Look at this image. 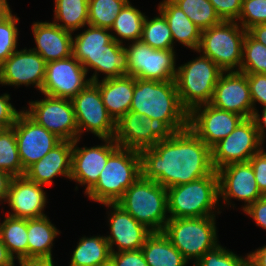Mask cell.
Returning a JSON list of instances; mask_svg holds the SVG:
<instances>
[{
	"mask_svg": "<svg viewBox=\"0 0 266 266\" xmlns=\"http://www.w3.org/2000/svg\"><path fill=\"white\" fill-rule=\"evenodd\" d=\"M141 176L166 189L210 175L211 149L188 127L140 151Z\"/></svg>",
	"mask_w": 266,
	"mask_h": 266,
	"instance_id": "1",
	"label": "cell"
},
{
	"mask_svg": "<svg viewBox=\"0 0 266 266\" xmlns=\"http://www.w3.org/2000/svg\"><path fill=\"white\" fill-rule=\"evenodd\" d=\"M130 111L153 119L167 133L188 128L189 113L181 105L175 80L135 78Z\"/></svg>",
	"mask_w": 266,
	"mask_h": 266,
	"instance_id": "2",
	"label": "cell"
},
{
	"mask_svg": "<svg viewBox=\"0 0 266 266\" xmlns=\"http://www.w3.org/2000/svg\"><path fill=\"white\" fill-rule=\"evenodd\" d=\"M152 232H163L169 218L167 189L140 176L116 202Z\"/></svg>",
	"mask_w": 266,
	"mask_h": 266,
	"instance_id": "3",
	"label": "cell"
},
{
	"mask_svg": "<svg viewBox=\"0 0 266 266\" xmlns=\"http://www.w3.org/2000/svg\"><path fill=\"white\" fill-rule=\"evenodd\" d=\"M140 176V152L119 147L108 158L98 182L87 194L101 204L116 203Z\"/></svg>",
	"mask_w": 266,
	"mask_h": 266,
	"instance_id": "4",
	"label": "cell"
},
{
	"mask_svg": "<svg viewBox=\"0 0 266 266\" xmlns=\"http://www.w3.org/2000/svg\"><path fill=\"white\" fill-rule=\"evenodd\" d=\"M219 180L217 171L186 184L167 188L168 218L215 216Z\"/></svg>",
	"mask_w": 266,
	"mask_h": 266,
	"instance_id": "5",
	"label": "cell"
},
{
	"mask_svg": "<svg viewBox=\"0 0 266 266\" xmlns=\"http://www.w3.org/2000/svg\"><path fill=\"white\" fill-rule=\"evenodd\" d=\"M222 72L204 55L178 67L175 82L181 105L188 113L198 106L210 104Z\"/></svg>",
	"mask_w": 266,
	"mask_h": 266,
	"instance_id": "6",
	"label": "cell"
},
{
	"mask_svg": "<svg viewBox=\"0 0 266 266\" xmlns=\"http://www.w3.org/2000/svg\"><path fill=\"white\" fill-rule=\"evenodd\" d=\"M216 231L215 216H205L169 218L163 233L187 261L196 262L219 245Z\"/></svg>",
	"mask_w": 266,
	"mask_h": 266,
	"instance_id": "7",
	"label": "cell"
},
{
	"mask_svg": "<svg viewBox=\"0 0 266 266\" xmlns=\"http://www.w3.org/2000/svg\"><path fill=\"white\" fill-rule=\"evenodd\" d=\"M236 22L223 20L201 31L197 52H203L202 54L217 64L223 72L240 71L243 42L247 31ZM238 66V69L235 68Z\"/></svg>",
	"mask_w": 266,
	"mask_h": 266,
	"instance_id": "8",
	"label": "cell"
},
{
	"mask_svg": "<svg viewBox=\"0 0 266 266\" xmlns=\"http://www.w3.org/2000/svg\"><path fill=\"white\" fill-rule=\"evenodd\" d=\"M128 52V76L142 80H175L174 50L153 49L141 39L134 41Z\"/></svg>",
	"mask_w": 266,
	"mask_h": 266,
	"instance_id": "9",
	"label": "cell"
},
{
	"mask_svg": "<svg viewBox=\"0 0 266 266\" xmlns=\"http://www.w3.org/2000/svg\"><path fill=\"white\" fill-rule=\"evenodd\" d=\"M45 99L29 102L25 113L38 125L54 133L62 141L80 138L71 99L45 95Z\"/></svg>",
	"mask_w": 266,
	"mask_h": 266,
	"instance_id": "10",
	"label": "cell"
},
{
	"mask_svg": "<svg viewBox=\"0 0 266 266\" xmlns=\"http://www.w3.org/2000/svg\"><path fill=\"white\" fill-rule=\"evenodd\" d=\"M258 131L252 118L243 119L225 138L211 148L214 170L232 163L248 162L262 149Z\"/></svg>",
	"mask_w": 266,
	"mask_h": 266,
	"instance_id": "11",
	"label": "cell"
},
{
	"mask_svg": "<svg viewBox=\"0 0 266 266\" xmlns=\"http://www.w3.org/2000/svg\"><path fill=\"white\" fill-rule=\"evenodd\" d=\"M71 101L80 135L89 130L99 139L114 138L116 122L105 108L99 87L94 82H90Z\"/></svg>",
	"mask_w": 266,
	"mask_h": 266,
	"instance_id": "12",
	"label": "cell"
},
{
	"mask_svg": "<svg viewBox=\"0 0 266 266\" xmlns=\"http://www.w3.org/2000/svg\"><path fill=\"white\" fill-rule=\"evenodd\" d=\"M86 75L85 68L73 55L47 62L41 93L55 98L72 99L91 82L90 79H85Z\"/></svg>",
	"mask_w": 266,
	"mask_h": 266,
	"instance_id": "13",
	"label": "cell"
},
{
	"mask_svg": "<svg viewBox=\"0 0 266 266\" xmlns=\"http://www.w3.org/2000/svg\"><path fill=\"white\" fill-rule=\"evenodd\" d=\"M23 169L41 160L62 140L43 126L38 125L24 111L13 125Z\"/></svg>",
	"mask_w": 266,
	"mask_h": 266,
	"instance_id": "14",
	"label": "cell"
},
{
	"mask_svg": "<svg viewBox=\"0 0 266 266\" xmlns=\"http://www.w3.org/2000/svg\"><path fill=\"white\" fill-rule=\"evenodd\" d=\"M243 119L239 114L206 104L189 113L188 127L211 149L227 137Z\"/></svg>",
	"mask_w": 266,
	"mask_h": 266,
	"instance_id": "15",
	"label": "cell"
},
{
	"mask_svg": "<svg viewBox=\"0 0 266 266\" xmlns=\"http://www.w3.org/2000/svg\"><path fill=\"white\" fill-rule=\"evenodd\" d=\"M167 132L153 119L128 111L116 122L115 142L122 148L142 151L153 147Z\"/></svg>",
	"mask_w": 266,
	"mask_h": 266,
	"instance_id": "16",
	"label": "cell"
},
{
	"mask_svg": "<svg viewBox=\"0 0 266 266\" xmlns=\"http://www.w3.org/2000/svg\"><path fill=\"white\" fill-rule=\"evenodd\" d=\"M210 105L239 114L244 119L252 118L253 104L247 74L240 71L222 72L215 86Z\"/></svg>",
	"mask_w": 266,
	"mask_h": 266,
	"instance_id": "17",
	"label": "cell"
},
{
	"mask_svg": "<svg viewBox=\"0 0 266 266\" xmlns=\"http://www.w3.org/2000/svg\"><path fill=\"white\" fill-rule=\"evenodd\" d=\"M77 139L73 141L72 163L70 179L86 185L87 194L98 182L100 172L106 165L108 158L120 147L113 138L101 139L105 145L94 147H76Z\"/></svg>",
	"mask_w": 266,
	"mask_h": 266,
	"instance_id": "18",
	"label": "cell"
},
{
	"mask_svg": "<svg viewBox=\"0 0 266 266\" xmlns=\"http://www.w3.org/2000/svg\"><path fill=\"white\" fill-rule=\"evenodd\" d=\"M47 62L32 49L16 50L0 65V84H35L41 91L46 74Z\"/></svg>",
	"mask_w": 266,
	"mask_h": 266,
	"instance_id": "19",
	"label": "cell"
},
{
	"mask_svg": "<svg viewBox=\"0 0 266 266\" xmlns=\"http://www.w3.org/2000/svg\"><path fill=\"white\" fill-rule=\"evenodd\" d=\"M219 180V196L224 202L231 197L243 200L247 204L243 210L257 199L264 196L255 180L254 170L249 162L232 163L217 170Z\"/></svg>",
	"mask_w": 266,
	"mask_h": 266,
	"instance_id": "20",
	"label": "cell"
},
{
	"mask_svg": "<svg viewBox=\"0 0 266 266\" xmlns=\"http://www.w3.org/2000/svg\"><path fill=\"white\" fill-rule=\"evenodd\" d=\"M103 205L114 210L109 218L111 235L106 237L111 252H114V244L117 245L118 252L140 250L152 231L117 203Z\"/></svg>",
	"mask_w": 266,
	"mask_h": 266,
	"instance_id": "21",
	"label": "cell"
},
{
	"mask_svg": "<svg viewBox=\"0 0 266 266\" xmlns=\"http://www.w3.org/2000/svg\"><path fill=\"white\" fill-rule=\"evenodd\" d=\"M45 194L42 185L25 176L13 177L5 200L14 211L9 216L24 219L46 216L42 212L47 202Z\"/></svg>",
	"mask_w": 266,
	"mask_h": 266,
	"instance_id": "22",
	"label": "cell"
},
{
	"mask_svg": "<svg viewBox=\"0 0 266 266\" xmlns=\"http://www.w3.org/2000/svg\"><path fill=\"white\" fill-rule=\"evenodd\" d=\"M73 141H61L41 160L25 170L24 176L40 185H52L55 176L63 175L70 179Z\"/></svg>",
	"mask_w": 266,
	"mask_h": 266,
	"instance_id": "23",
	"label": "cell"
},
{
	"mask_svg": "<svg viewBox=\"0 0 266 266\" xmlns=\"http://www.w3.org/2000/svg\"><path fill=\"white\" fill-rule=\"evenodd\" d=\"M88 29L72 39V55L83 65L86 72L88 68L95 70L90 81H98L97 71L99 54L113 39L122 44V40L110 34L107 28L95 27L88 24ZM108 31V32H107Z\"/></svg>",
	"mask_w": 266,
	"mask_h": 266,
	"instance_id": "24",
	"label": "cell"
},
{
	"mask_svg": "<svg viewBox=\"0 0 266 266\" xmlns=\"http://www.w3.org/2000/svg\"><path fill=\"white\" fill-rule=\"evenodd\" d=\"M35 52L46 61H56L72 55V32L56 25L54 22H35L32 25Z\"/></svg>",
	"mask_w": 266,
	"mask_h": 266,
	"instance_id": "25",
	"label": "cell"
},
{
	"mask_svg": "<svg viewBox=\"0 0 266 266\" xmlns=\"http://www.w3.org/2000/svg\"><path fill=\"white\" fill-rule=\"evenodd\" d=\"M98 87L102 101L109 115L117 122L131 107L135 77L122 76L102 79L94 82Z\"/></svg>",
	"mask_w": 266,
	"mask_h": 266,
	"instance_id": "26",
	"label": "cell"
},
{
	"mask_svg": "<svg viewBox=\"0 0 266 266\" xmlns=\"http://www.w3.org/2000/svg\"><path fill=\"white\" fill-rule=\"evenodd\" d=\"M158 10L168 23L173 42L177 40L182 45L197 51L201 41L202 30L172 0L161 2Z\"/></svg>",
	"mask_w": 266,
	"mask_h": 266,
	"instance_id": "27",
	"label": "cell"
},
{
	"mask_svg": "<svg viewBox=\"0 0 266 266\" xmlns=\"http://www.w3.org/2000/svg\"><path fill=\"white\" fill-rule=\"evenodd\" d=\"M141 250L149 266H186L188 262L163 232H152Z\"/></svg>",
	"mask_w": 266,
	"mask_h": 266,
	"instance_id": "28",
	"label": "cell"
},
{
	"mask_svg": "<svg viewBox=\"0 0 266 266\" xmlns=\"http://www.w3.org/2000/svg\"><path fill=\"white\" fill-rule=\"evenodd\" d=\"M58 234L47 216L27 219L28 258L52 259L51 246Z\"/></svg>",
	"mask_w": 266,
	"mask_h": 266,
	"instance_id": "29",
	"label": "cell"
},
{
	"mask_svg": "<svg viewBox=\"0 0 266 266\" xmlns=\"http://www.w3.org/2000/svg\"><path fill=\"white\" fill-rule=\"evenodd\" d=\"M110 256L105 236L82 237L73 251L70 266H109Z\"/></svg>",
	"mask_w": 266,
	"mask_h": 266,
	"instance_id": "30",
	"label": "cell"
},
{
	"mask_svg": "<svg viewBox=\"0 0 266 266\" xmlns=\"http://www.w3.org/2000/svg\"><path fill=\"white\" fill-rule=\"evenodd\" d=\"M0 236L13 258L17 257L18 260L28 258L27 219L7 214L3 223H0Z\"/></svg>",
	"mask_w": 266,
	"mask_h": 266,
	"instance_id": "31",
	"label": "cell"
},
{
	"mask_svg": "<svg viewBox=\"0 0 266 266\" xmlns=\"http://www.w3.org/2000/svg\"><path fill=\"white\" fill-rule=\"evenodd\" d=\"M54 23L73 32L88 25V0H55ZM63 22V24L57 23Z\"/></svg>",
	"mask_w": 266,
	"mask_h": 266,
	"instance_id": "32",
	"label": "cell"
},
{
	"mask_svg": "<svg viewBox=\"0 0 266 266\" xmlns=\"http://www.w3.org/2000/svg\"><path fill=\"white\" fill-rule=\"evenodd\" d=\"M106 74L104 79L128 76V52L123 44L114 39L99 54L98 73Z\"/></svg>",
	"mask_w": 266,
	"mask_h": 266,
	"instance_id": "33",
	"label": "cell"
},
{
	"mask_svg": "<svg viewBox=\"0 0 266 266\" xmlns=\"http://www.w3.org/2000/svg\"><path fill=\"white\" fill-rule=\"evenodd\" d=\"M0 170L13 177L24 176L25 174L13 127L0 129Z\"/></svg>",
	"mask_w": 266,
	"mask_h": 266,
	"instance_id": "34",
	"label": "cell"
},
{
	"mask_svg": "<svg viewBox=\"0 0 266 266\" xmlns=\"http://www.w3.org/2000/svg\"><path fill=\"white\" fill-rule=\"evenodd\" d=\"M201 30L208 29L223 20L209 0H172Z\"/></svg>",
	"mask_w": 266,
	"mask_h": 266,
	"instance_id": "35",
	"label": "cell"
},
{
	"mask_svg": "<svg viewBox=\"0 0 266 266\" xmlns=\"http://www.w3.org/2000/svg\"><path fill=\"white\" fill-rule=\"evenodd\" d=\"M145 18L146 16L141 11L128 2L117 14L110 30H114L122 39L132 40L133 42L140 40Z\"/></svg>",
	"mask_w": 266,
	"mask_h": 266,
	"instance_id": "36",
	"label": "cell"
},
{
	"mask_svg": "<svg viewBox=\"0 0 266 266\" xmlns=\"http://www.w3.org/2000/svg\"><path fill=\"white\" fill-rule=\"evenodd\" d=\"M159 14L151 20L145 18L141 40L153 49L174 50L171 30L164 16Z\"/></svg>",
	"mask_w": 266,
	"mask_h": 266,
	"instance_id": "37",
	"label": "cell"
},
{
	"mask_svg": "<svg viewBox=\"0 0 266 266\" xmlns=\"http://www.w3.org/2000/svg\"><path fill=\"white\" fill-rule=\"evenodd\" d=\"M129 0H88V24L110 29Z\"/></svg>",
	"mask_w": 266,
	"mask_h": 266,
	"instance_id": "38",
	"label": "cell"
},
{
	"mask_svg": "<svg viewBox=\"0 0 266 266\" xmlns=\"http://www.w3.org/2000/svg\"><path fill=\"white\" fill-rule=\"evenodd\" d=\"M240 72L266 74V46L248 32L244 37Z\"/></svg>",
	"mask_w": 266,
	"mask_h": 266,
	"instance_id": "39",
	"label": "cell"
},
{
	"mask_svg": "<svg viewBox=\"0 0 266 266\" xmlns=\"http://www.w3.org/2000/svg\"><path fill=\"white\" fill-rule=\"evenodd\" d=\"M19 18L11 11L0 20V65L16 51Z\"/></svg>",
	"mask_w": 266,
	"mask_h": 266,
	"instance_id": "40",
	"label": "cell"
},
{
	"mask_svg": "<svg viewBox=\"0 0 266 266\" xmlns=\"http://www.w3.org/2000/svg\"><path fill=\"white\" fill-rule=\"evenodd\" d=\"M194 266H250V258L249 254L246 258L239 257L218 245L194 262Z\"/></svg>",
	"mask_w": 266,
	"mask_h": 266,
	"instance_id": "41",
	"label": "cell"
},
{
	"mask_svg": "<svg viewBox=\"0 0 266 266\" xmlns=\"http://www.w3.org/2000/svg\"><path fill=\"white\" fill-rule=\"evenodd\" d=\"M237 20H240L246 31L255 25L266 24V0H242V9Z\"/></svg>",
	"mask_w": 266,
	"mask_h": 266,
	"instance_id": "42",
	"label": "cell"
},
{
	"mask_svg": "<svg viewBox=\"0 0 266 266\" xmlns=\"http://www.w3.org/2000/svg\"><path fill=\"white\" fill-rule=\"evenodd\" d=\"M109 266H149L142 250L111 252Z\"/></svg>",
	"mask_w": 266,
	"mask_h": 266,
	"instance_id": "43",
	"label": "cell"
},
{
	"mask_svg": "<svg viewBox=\"0 0 266 266\" xmlns=\"http://www.w3.org/2000/svg\"><path fill=\"white\" fill-rule=\"evenodd\" d=\"M222 20L236 21L242 9V0H209Z\"/></svg>",
	"mask_w": 266,
	"mask_h": 266,
	"instance_id": "44",
	"label": "cell"
},
{
	"mask_svg": "<svg viewBox=\"0 0 266 266\" xmlns=\"http://www.w3.org/2000/svg\"><path fill=\"white\" fill-rule=\"evenodd\" d=\"M246 74L254 112L255 102H259L263 107H266V74Z\"/></svg>",
	"mask_w": 266,
	"mask_h": 266,
	"instance_id": "45",
	"label": "cell"
},
{
	"mask_svg": "<svg viewBox=\"0 0 266 266\" xmlns=\"http://www.w3.org/2000/svg\"><path fill=\"white\" fill-rule=\"evenodd\" d=\"M248 162L254 170L255 180L260 192L266 196V152L261 149Z\"/></svg>",
	"mask_w": 266,
	"mask_h": 266,
	"instance_id": "46",
	"label": "cell"
},
{
	"mask_svg": "<svg viewBox=\"0 0 266 266\" xmlns=\"http://www.w3.org/2000/svg\"><path fill=\"white\" fill-rule=\"evenodd\" d=\"M9 94L0 96V129H7L13 127L18 115L21 113L9 103Z\"/></svg>",
	"mask_w": 266,
	"mask_h": 266,
	"instance_id": "47",
	"label": "cell"
},
{
	"mask_svg": "<svg viewBox=\"0 0 266 266\" xmlns=\"http://www.w3.org/2000/svg\"><path fill=\"white\" fill-rule=\"evenodd\" d=\"M243 211L250 215L258 226L266 229V196L260 197Z\"/></svg>",
	"mask_w": 266,
	"mask_h": 266,
	"instance_id": "48",
	"label": "cell"
},
{
	"mask_svg": "<svg viewBox=\"0 0 266 266\" xmlns=\"http://www.w3.org/2000/svg\"><path fill=\"white\" fill-rule=\"evenodd\" d=\"M252 119L255 122L256 129L258 131V135H259L260 141L263 144V141H264V138H265L264 129L266 128V107H263L262 119H261V117L258 114V111L256 109L253 112Z\"/></svg>",
	"mask_w": 266,
	"mask_h": 266,
	"instance_id": "49",
	"label": "cell"
},
{
	"mask_svg": "<svg viewBox=\"0 0 266 266\" xmlns=\"http://www.w3.org/2000/svg\"><path fill=\"white\" fill-rule=\"evenodd\" d=\"M250 266H266V245L249 254Z\"/></svg>",
	"mask_w": 266,
	"mask_h": 266,
	"instance_id": "50",
	"label": "cell"
},
{
	"mask_svg": "<svg viewBox=\"0 0 266 266\" xmlns=\"http://www.w3.org/2000/svg\"><path fill=\"white\" fill-rule=\"evenodd\" d=\"M13 176L0 170V201L6 200Z\"/></svg>",
	"mask_w": 266,
	"mask_h": 266,
	"instance_id": "51",
	"label": "cell"
},
{
	"mask_svg": "<svg viewBox=\"0 0 266 266\" xmlns=\"http://www.w3.org/2000/svg\"><path fill=\"white\" fill-rule=\"evenodd\" d=\"M255 40L266 46V24H258L247 31Z\"/></svg>",
	"mask_w": 266,
	"mask_h": 266,
	"instance_id": "52",
	"label": "cell"
},
{
	"mask_svg": "<svg viewBox=\"0 0 266 266\" xmlns=\"http://www.w3.org/2000/svg\"><path fill=\"white\" fill-rule=\"evenodd\" d=\"M18 261L20 266H54L52 259L27 258Z\"/></svg>",
	"mask_w": 266,
	"mask_h": 266,
	"instance_id": "53",
	"label": "cell"
},
{
	"mask_svg": "<svg viewBox=\"0 0 266 266\" xmlns=\"http://www.w3.org/2000/svg\"><path fill=\"white\" fill-rule=\"evenodd\" d=\"M0 266H14V258L8 252L0 236Z\"/></svg>",
	"mask_w": 266,
	"mask_h": 266,
	"instance_id": "54",
	"label": "cell"
},
{
	"mask_svg": "<svg viewBox=\"0 0 266 266\" xmlns=\"http://www.w3.org/2000/svg\"><path fill=\"white\" fill-rule=\"evenodd\" d=\"M10 11L11 9L9 8L7 0H0V20H2Z\"/></svg>",
	"mask_w": 266,
	"mask_h": 266,
	"instance_id": "55",
	"label": "cell"
}]
</instances>
